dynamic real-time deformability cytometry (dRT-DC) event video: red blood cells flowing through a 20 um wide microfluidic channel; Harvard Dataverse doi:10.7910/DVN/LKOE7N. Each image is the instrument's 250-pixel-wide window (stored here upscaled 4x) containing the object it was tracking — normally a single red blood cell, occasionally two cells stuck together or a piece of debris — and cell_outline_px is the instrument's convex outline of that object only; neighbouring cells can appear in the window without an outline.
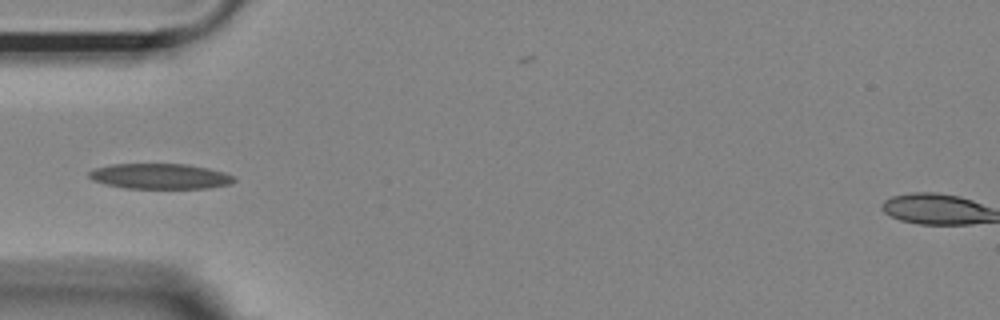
{"species": "Egyptian fruit bat (a non-hibernating species)", "species_latin": "Rousettus aegyptiacus", "temperature_condition": "room temperature", "stored_images_in_passage": 4, "camera_frame_rate_fps": 3000, "um_per_image_px": 0.085, "animal": {"sex": "female"}, "frame": {"image": 1, "passage_image": 1, "time_ms": 0.0, "image_size_px": [1000, 320], "cell_outline_px": [[236, 180], [232, 184], [208, 188], [124, 188], [104, 184], [92, 180], [88, 176], [88, 172], [92, 168], [112, 164], [184, 164], [208, 168], [224, 172], [232, 176]], "centroid_in_image_um": [13.56, 14.98], "position_along_channel_um": 71.4, "area_um2": 21.56}}